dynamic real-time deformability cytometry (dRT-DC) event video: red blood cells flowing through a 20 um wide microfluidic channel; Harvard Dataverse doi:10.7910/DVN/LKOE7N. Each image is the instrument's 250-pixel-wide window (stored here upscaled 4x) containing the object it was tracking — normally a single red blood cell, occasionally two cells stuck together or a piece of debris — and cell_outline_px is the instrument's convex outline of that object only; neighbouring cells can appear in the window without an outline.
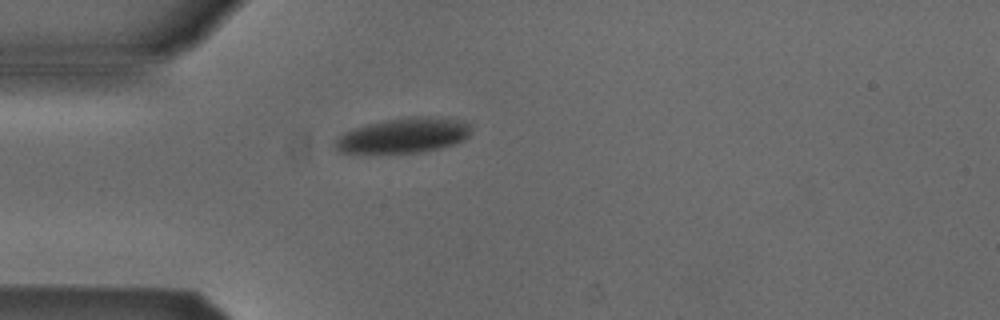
{"species": "Egyptian fruit bat (a non-hibernating species)", "species_latin": "Rousettus aegyptiacus", "temperature_condition": "cold", "stored_images_in_passage": 1, "camera_frame_rate_fps": 3000, "um_per_image_px": 0.085, "animal": {"sex": "male"}, "frame": {"image": 1, "passage_image": 1, "time_ms": 0.0, "image_size_px": [1000, 320], "cell_outline_px": [[472, 132], [464, 140], [456, 144], [424, 152], [368, 156], [336, 152], [332, 144], [344, 132], [352, 128], [368, 124], [408, 116], [436, 116], [460, 120], [472, 124]], "centroid_in_image_um": [34.25, 11.56], "position_along_channel_um": 50.7, "area_um2": 29.25}}